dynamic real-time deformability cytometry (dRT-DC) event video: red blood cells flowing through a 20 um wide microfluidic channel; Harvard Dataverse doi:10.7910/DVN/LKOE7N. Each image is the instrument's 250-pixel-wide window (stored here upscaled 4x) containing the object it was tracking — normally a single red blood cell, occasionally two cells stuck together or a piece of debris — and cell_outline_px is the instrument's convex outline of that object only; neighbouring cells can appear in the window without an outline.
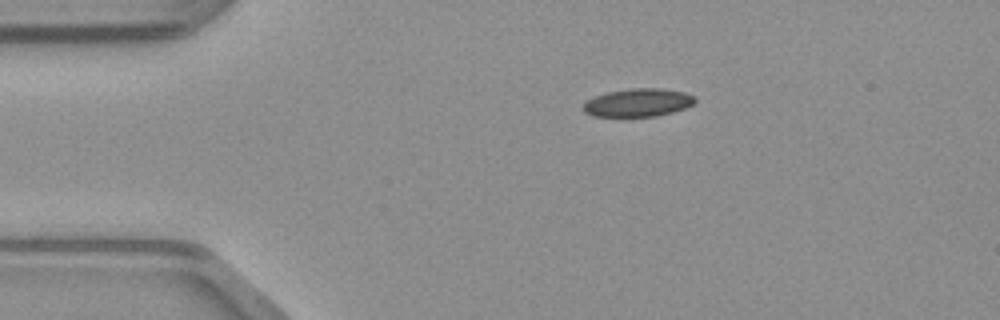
{"species": "common noctule bat (a hibernating species)", "species_latin": "Nyctalus noctula", "temperature_condition": "warm", "stored_images_in_passage": 40, "camera_frame_rate_fps": 3000, "um_per_image_px": 0.085, "animal": {"sex": "male", "body_mass_g": 23.1, "forearm_length_mm": 52.7}, "frame": {"image": 1, "passage_image": 1, "time_ms": 0.0, "image_size_px": [1000, 320], "cell_outline_px": [[696, 100], [692, 104], [684, 108], [672, 112], [656, 116], [592, 116], [584, 112], [580, 108], [588, 100], [596, 96], [608, 92], [632, 88], [660, 88], [684, 92], [696, 96]], "centroid_in_image_um": [54.23, 8.72], "position_along_channel_um": 30.8, "area_um2": 18.21}}
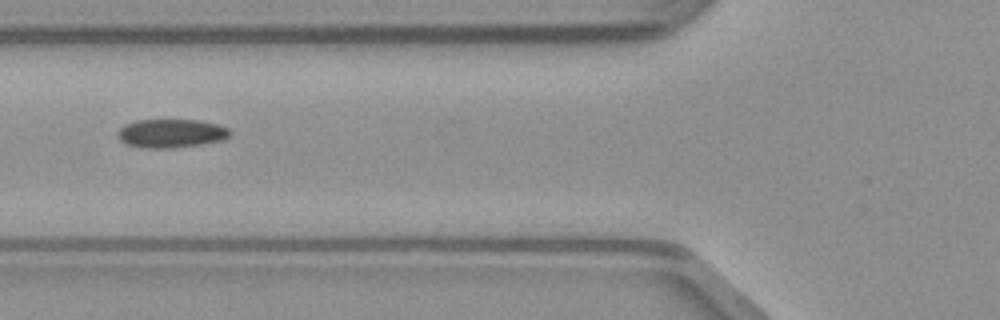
{"frame": {"image": 2, "passage_image": 10, "time_ms": 3.0, "image_size_px": [1000, 320], "cell_outline_px": [[232, 132], [224, 140], [200, 144], [172, 148], [144, 148], [128, 144], [120, 140], [116, 136], [116, 132], [124, 124], [136, 120], [196, 120], [216, 124], [228, 128]], "centroid_in_image_um": [14.51, 11.33], "position_along_channel_um": 111.3, "area_um2": 18.73}}
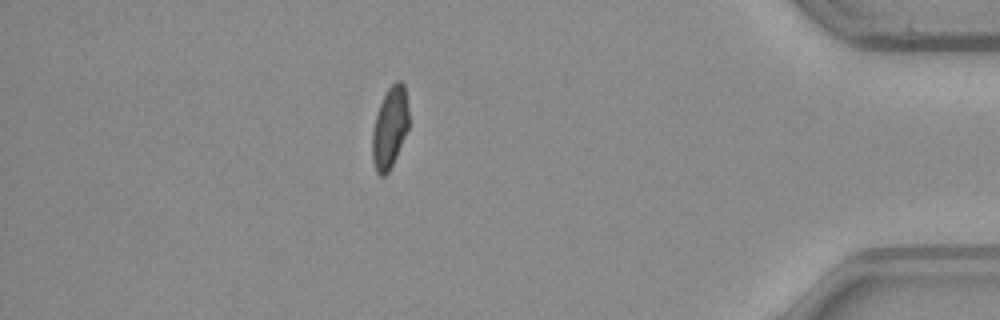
{"frame": {"image": 3, "passage_image": 34, "time_ms": 11.0, "image_size_px": [1000, 320], "cell_outline_px": [[408, 128], [396, 156], [388, 172], [384, 176], [380, 176], [376, 172], [372, 160], [372, 132], [376, 116], [380, 104], [388, 88], [396, 80], [400, 80], [404, 84], [408, 108]], "centroid_in_image_um": [33.12, 10.85], "position_along_channel_um": 402.1, "area_um2": 17.11}}